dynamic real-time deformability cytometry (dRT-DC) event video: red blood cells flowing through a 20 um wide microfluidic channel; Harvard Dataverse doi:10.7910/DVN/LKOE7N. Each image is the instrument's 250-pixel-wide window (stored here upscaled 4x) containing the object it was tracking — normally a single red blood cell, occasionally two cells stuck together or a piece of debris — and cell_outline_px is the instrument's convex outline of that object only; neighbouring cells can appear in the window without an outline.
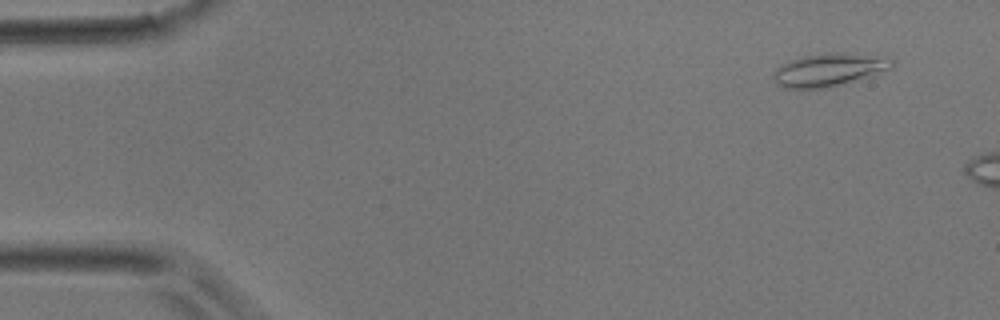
{"species": "common noctule bat (a hibernating species)", "species_latin": "Nyctalus noctula", "temperature_condition": "room temperature", "stored_images_in_passage": 2, "camera_frame_rate_fps": 3000, "um_per_image_px": 0.085, "animal": {"sex": "male", "body_mass_g": 17.9}, "frame": {"image": 1, "passage_image": 1, "time_ms": 0.0, "image_size_px": [1000, 320], "cell_outline_px": [[896, 60], [892, 68], [836, 84], [820, 88], [784, 88], [776, 84], [772, 76], [776, 68], [792, 60], [804, 56], [824, 52], [848, 52], [892, 56]], "centroid_in_image_um": [70.5, 5.87], "position_along_channel_um": 14.5, "area_um2": 22.54}}